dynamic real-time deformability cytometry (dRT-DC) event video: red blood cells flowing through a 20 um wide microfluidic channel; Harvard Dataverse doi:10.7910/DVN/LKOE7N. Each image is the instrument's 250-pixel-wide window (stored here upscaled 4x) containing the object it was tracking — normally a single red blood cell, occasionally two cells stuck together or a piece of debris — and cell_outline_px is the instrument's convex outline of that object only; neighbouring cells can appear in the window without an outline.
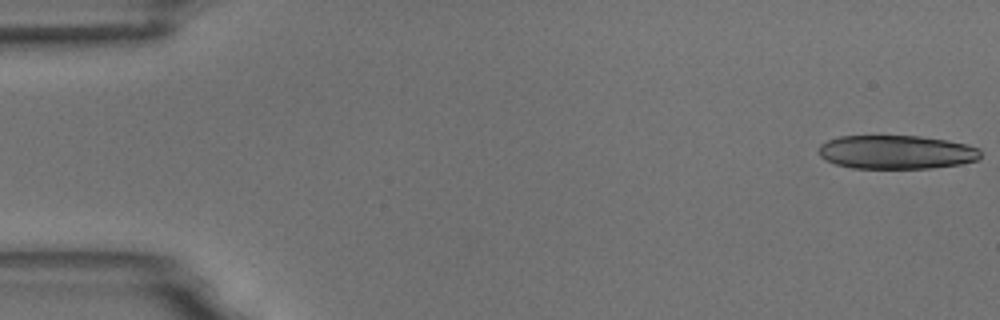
{"species": "common noctule bat (a hibernating species)", "species_latin": "Nyctalus noctula", "temperature_condition": "room temperature", "stored_images_in_passage": 5, "camera_frame_rate_fps": 3000, "um_per_image_px": 0.085, "animal": {"sex": "male", "body_mass_g": 18.8}, "frame": {"image": 1, "passage_image": 1, "time_ms": 0.0, "image_size_px": [1000, 320], "cell_outline_px": [[980, 156], [976, 160], [960, 164], [932, 168], [852, 168], [836, 164], [820, 156], [820, 144], [828, 140], [840, 136], [920, 136], [948, 140], [968, 144], [980, 148]], "centroid_in_image_um": [76.23, 12.92], "position_along_channel_um": 8.8, "area_um2": 31.79}}